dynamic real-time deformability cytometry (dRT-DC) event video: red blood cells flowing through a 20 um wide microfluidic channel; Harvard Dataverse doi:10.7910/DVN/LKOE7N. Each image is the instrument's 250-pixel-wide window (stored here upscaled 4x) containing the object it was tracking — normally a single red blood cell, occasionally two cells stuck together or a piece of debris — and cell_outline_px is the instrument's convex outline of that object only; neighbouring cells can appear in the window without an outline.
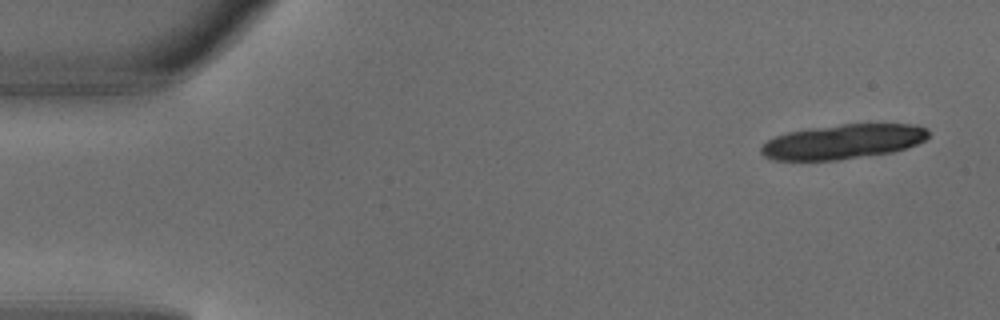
{"species": "common noctule bat (a hibernating species)", "species_latin": "Nyctalus noctula", "temperature_condition": "warm", "stored_images_in_passage": 4, "camera_frame_rate_fps": 3000, "um_per_image_px": 0.085, "animal": {"sex": "male", "body_mass_g": 18.8}, "frame": {"image": 1, "passage_image": 1, "time_ms": 0.0, "image_size_px": [1000, 320], "cell_outline_px": [[932, 132], [924, 140], [916, 144], [892, 152], [836, 160], [772, 160], [764, 156], [760, 152], [760, 148], [768, 140], [776, 136], [788, 132], [808, 128], [840, 124], [916, 124], [928, 128]], "centroid_in_image_um": [71.67, 12.03], "position_along_channel_um": 13.3, "area_um2": 33.81}}
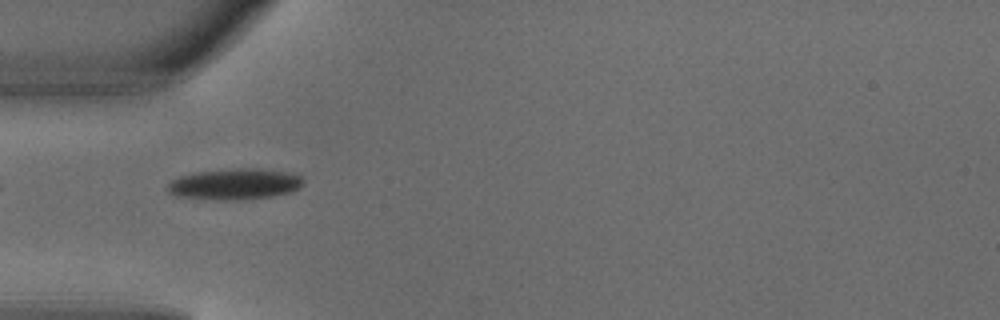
{"frame": {"image": 2, "passage_image": 4, "time_ms": 1.0, "image_size_px": [1000, 320], "cell_outline_px": [[304, 180], [292, 192], [272, 196], [236, 200], [220, 200], [176, 196], [168, 192], [168, 184], [172, 180], [180, 176], [192, 172], [236, 168], [256, 168], [284, 172], [300, 176]], "centroid_in_image_um": [19.9, 15.64], "position_along_channel_um": 65.1, "area_um2": 24.33}}